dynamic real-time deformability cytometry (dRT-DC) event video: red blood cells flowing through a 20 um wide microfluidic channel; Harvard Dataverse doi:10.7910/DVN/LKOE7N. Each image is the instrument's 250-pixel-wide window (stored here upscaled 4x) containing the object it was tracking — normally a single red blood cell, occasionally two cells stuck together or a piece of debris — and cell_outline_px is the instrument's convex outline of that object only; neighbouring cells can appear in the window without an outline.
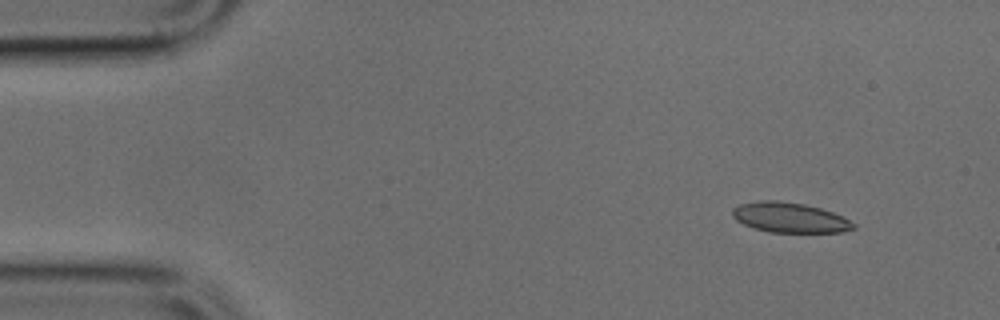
{"species": "common noctule bat (a hibernating species)", "species_latin": "Nyctalus noctula", "temperature_condition": "cold", "stored_images_in_passage": 3, "camera_frame_rate_fps": 3000, "um_per_image_px": 0.085, "animal": {"sex": "male", "body_mass_g": 17.9, "forearm_length_mm": 54.2}, "frame": {"image": 1, "passage_image": 2, "time_ms": 0.333, "image_size_px": [1000, 320], "cell_outline_px": [[856, 228], [844, 232], [768, 232], [752, 228], [736, 220], [732, 216], [732, 208], [740, 204], [760, 200], [776, 200], [804, 204], [820, 208], [832, 212], [856, 224]], "centroid_in_image_um": [67.1, 18.49], "position_along_channel_um": 17.9, "area_um2": 21.21}}